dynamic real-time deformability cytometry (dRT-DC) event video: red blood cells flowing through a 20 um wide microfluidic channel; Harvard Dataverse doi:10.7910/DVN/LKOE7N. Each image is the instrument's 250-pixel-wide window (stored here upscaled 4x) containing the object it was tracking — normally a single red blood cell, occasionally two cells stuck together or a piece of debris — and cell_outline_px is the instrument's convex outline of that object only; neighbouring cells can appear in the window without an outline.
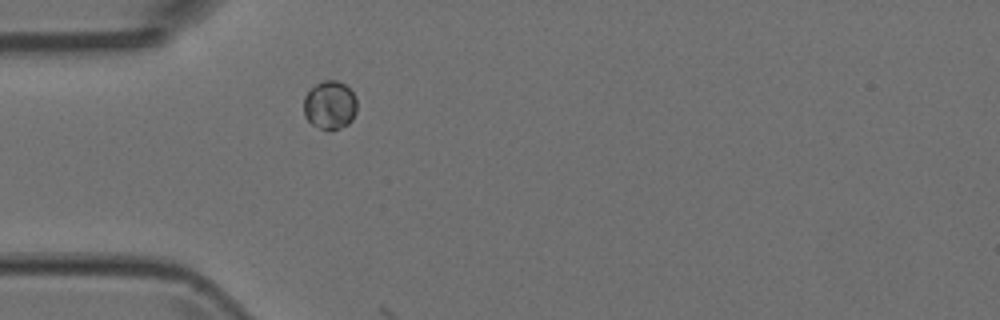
{"species": "Egyptian fruit bat (a non-hibernating species)", "species_latin": "Rousettus aegyptiacus", "temperature_condition": "room temperature", "stored_images_in_passage": 1, "camera_frame_rate_fps": 3000, "um_per_image_px": 0.085, "animal": {"sex": "female"}, "frame": {"image": 1, "passage_image": 1, "time_ms": 0.0, "image_size_px": [1000, 320], "cell_outline_px": [[356, 112], [352, 120], [348, 124], [340, 128], [320, 128], [312, 124], [304, 116], [304, 96], [316, 84], [324, 80], [336, 80], [344, 84], [352, 92], [356, 100]], "centroid_in_image_um": [28.03, 8.92], "position_along_channel_um": 57.0, "area_um2": 14.8}}